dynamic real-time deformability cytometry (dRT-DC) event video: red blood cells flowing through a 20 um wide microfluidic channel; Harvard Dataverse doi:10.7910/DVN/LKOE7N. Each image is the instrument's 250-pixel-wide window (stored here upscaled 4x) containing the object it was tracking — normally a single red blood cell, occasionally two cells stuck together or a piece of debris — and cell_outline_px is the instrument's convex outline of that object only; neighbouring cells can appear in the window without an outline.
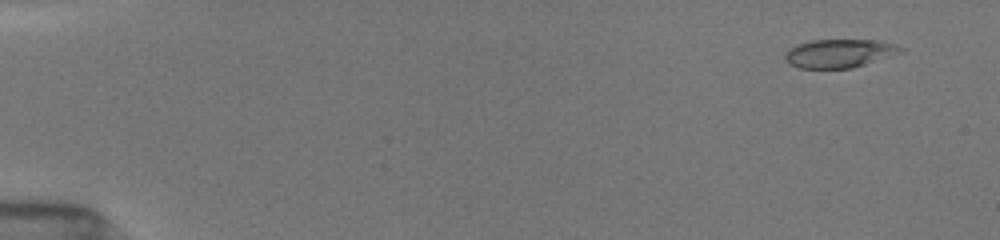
{"species": "common noctule bat (a hibernating species)", "species_latin": "Nyctalus noctula", "temperature_condition": "room temperature", "stored_images_in_passage": 53, "camera_frame_rate_fps": 3000, "um_per_image_px": 0.085, "animal": {"sex": "female", "body_mass_g": 19.5, "forearm_length_mm": 54.1}, "frame": {"image": 1, "passage_image": 4, "time_ms": 1.0, "image_size_px": [1000, 240], "cell_outline_px": [[904, 52], [852, 68], [800, 68], [788, 64], [784, 60], [784, 52], [788, 48], [796, 44], [812, 40], [880, 40], [896, 44], [904, 48]], "centroid_in_image_um": [71.33, 4.53], "position_along_channel_um": 13.7, "area_um2": 19.48}}
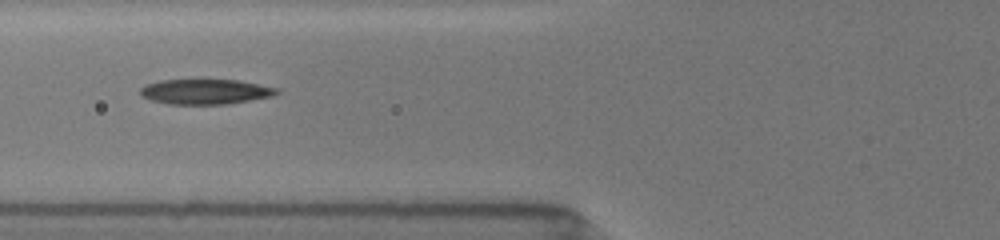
{"frame": {"image": 2, "passage_image": 22, "time_ms": 7.0, "image_size_px": [1000, 240], "cell_outline_px": [[280, 92], [272, 96], [228, 104], [168, 104], [152, 100], [140, 96], [140, 88], [144, 84], [160, 80], [200, 76], [240, 80], [280, 88]], "centroid_in_image_um": [17.43, 7.73], "position_along_channel_um": 108.4, "area_um2": 21.27}}
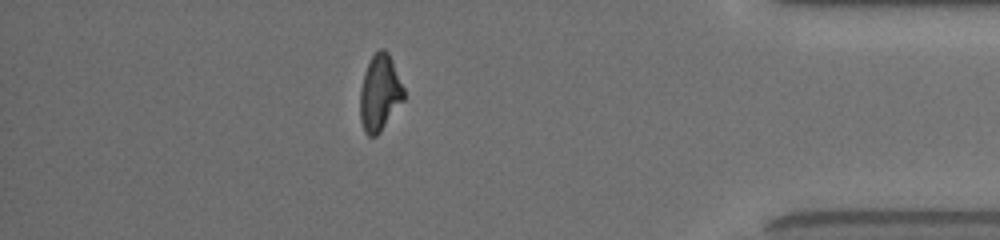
{"frame": {"image": 3, "passage_image": 47, "time_ms": 15.333, "image_size_px": [1000, 240], "cell_outline_px": [[404, 100], [380, 132], [376, 136], [368, 136], [364, 132], [360, 120], [360, 88], [364, 72], [372, 56], [380, 48], [384, 48], [388, 52], [404, 88]], "centroid_in_image_um": [32.27, 7.91], "position_along_channel_um": 402.9, "area_um2": 19.42}, "authors_computed_cell_mechanics": {"area_um2": 19.941, "velocity_mm_per_s": 3.9252, "shape_relaxation_time_tau1_ms": 6.9568, "shape_relaxation_time_tau2_ms": 3.2991, "deformation_change_tau1": 0.1999, "deformation_change_tau2": 0.1287}}